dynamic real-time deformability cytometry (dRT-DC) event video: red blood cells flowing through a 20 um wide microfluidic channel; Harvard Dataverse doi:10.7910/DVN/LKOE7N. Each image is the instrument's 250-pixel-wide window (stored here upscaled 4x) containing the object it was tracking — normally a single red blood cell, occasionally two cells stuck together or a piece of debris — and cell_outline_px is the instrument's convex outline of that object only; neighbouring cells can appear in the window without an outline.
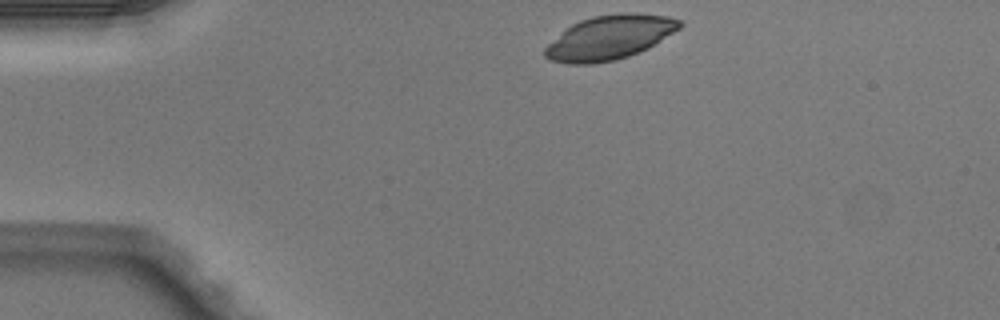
{"species": "Egyptian fruit bat (a non-hibernating species)", "species_latin": "Rousettus aegyptiacus", "temperature_condition": "warm", "stored_images_in_passage": 3, "camera_frame_rate_fps": 3000, "um_per_image_px": 0.085, "animal": {"sex": "male"}, "frame": {"image": 1, "passage_image": 1, "time_ms": 0.0, "image_size_px": [1000, 320], "cell_outline_px": [[684, 24], [680, 28], [648, 48], [628, 56], [616, 60], [592, 64], [568, 64], [548, 60], [544, 56], [544, 48], [548, 44], [572, 24], [580, 20], [592, 16], [620, 12], [636, 12], [668, 16], [684, 20]], "centroid_in_image_um": [51.83, 3.17], "position_along_channel_um": 33.2, "area_um2": 34.97}}